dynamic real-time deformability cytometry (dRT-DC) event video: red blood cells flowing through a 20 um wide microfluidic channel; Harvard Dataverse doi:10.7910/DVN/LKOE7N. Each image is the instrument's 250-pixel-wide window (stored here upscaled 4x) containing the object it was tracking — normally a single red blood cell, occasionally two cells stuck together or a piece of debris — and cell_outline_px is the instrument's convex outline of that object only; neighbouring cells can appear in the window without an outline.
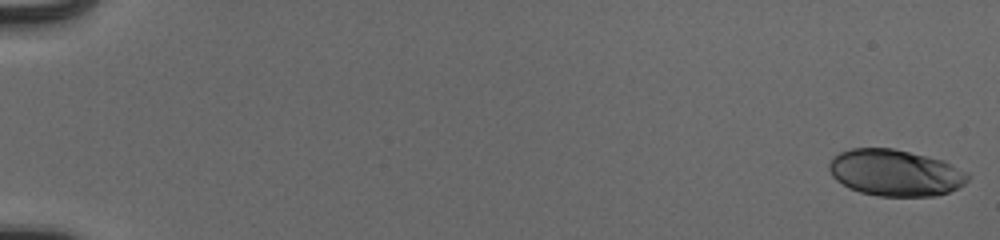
{"species": "human", "species_latin": "Homo sapiens", "temperature_condition": "cold", "stored_images_in_passage": 2, "camera_frame_rate_fps": 3000, "um_per_image_px": 0.085, "donor": {"sex": "male"}, "frame": {"image": 1, "passage_image": 1, "time_ms": 0.0, "image_size_px": [1000, 240], "cell_outline_px": [[968, 180], [964, 184], [948, 192], [936, 196], [876, 196], [860, 192], [848, 188], [836, 180], [832, 176], [828, 168], [828, 164], [840, 152], [852, 148], [892, 148], [944, 160], [968, 172]], "centroid_in_image_um": [76.1, 14.69], "position_along_channel_um": 8.9, "area_um2": 37.63}}